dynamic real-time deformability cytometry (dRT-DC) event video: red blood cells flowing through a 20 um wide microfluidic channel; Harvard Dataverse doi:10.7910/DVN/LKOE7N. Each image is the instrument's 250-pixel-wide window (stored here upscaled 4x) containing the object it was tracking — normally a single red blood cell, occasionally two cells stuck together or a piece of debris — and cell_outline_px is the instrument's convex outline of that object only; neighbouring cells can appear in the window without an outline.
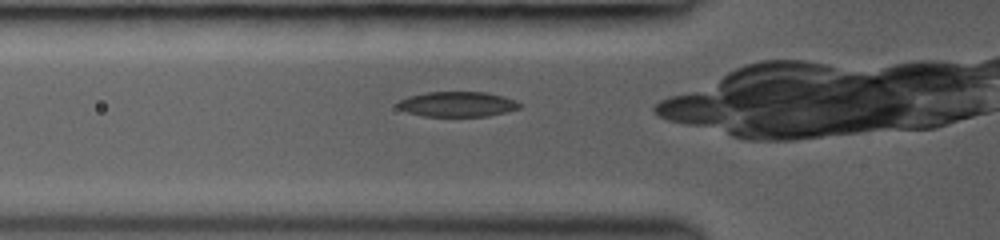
{"species": "common noctule bat (a hibernating species)", "species_latin": "Nyctalus noctula", "temperature_condition": "room temperature", "stored_images_in_passage": 23, "camera_frame_rate_fps": 3000, "um_per_image_px": 0.085, "animal": {"sex": "female", "body_mass_g": 19.0, "forearm_length_mm": 53.3}, "frame": {"image": 1, "passage_image": 2, "time_ms": 0.333, "image_size_px": [1000, 240], "cell_outline_px": [[524, 104], [520, 108], [508, 112], [488, 116], [424, 116], [408, 112], [396, 108], [396, 104], [400, 100], [408, 96], [428, 92], [488, 92], [504, 96], [516, 100]], "centroid_in_image_um": [38.93, 8.85], "position_along_channel_um": 86.9, "area_um2": 18.09}}
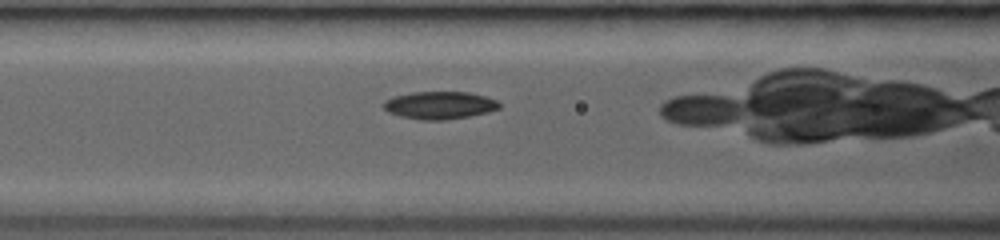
{"frame": {"image": 2, "passage_image": 5, "time_ms": 1.333, "image_size_px": [1000, 240], "cell_outline_px": [[500, 108], [488, 112], [468, 116], [444, 120], [420, 120], [400, 116], [388, 112], [384, 108], [384, 100], [392, 96], [412, 92], [468, 92], [484, 96], [496, 100], [500, 104]], "centroid_in_image_um": [37.34, 8.94], "position_along_channel_um": 129.3, "area_um2": 18.61}}
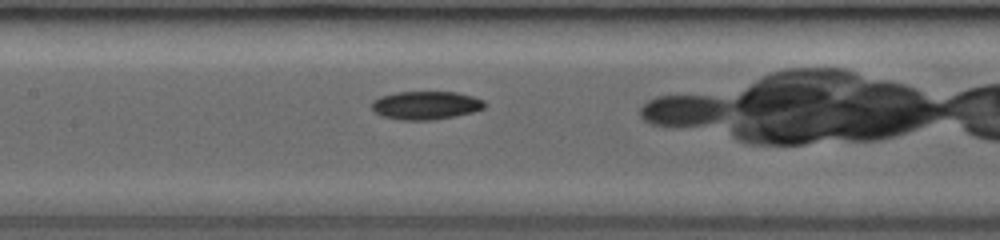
{"frame": {"image": 3, "passage_image": 8, "time_ms": 2.333, "image_size_px": [1000, 240], "cell_outline_px": [[484, 108], [472, 112], [456, 116], [432, 120], [400, 120], [380, 116], [372, 108], [372, 100], [380, 96], [396, 92], [456, 92], [472, 96], [484, 100]], "centroid_in_image_um": [36.17, 8.95], "position_along_channel_um": 171.2, "area_um2": 18.67}}